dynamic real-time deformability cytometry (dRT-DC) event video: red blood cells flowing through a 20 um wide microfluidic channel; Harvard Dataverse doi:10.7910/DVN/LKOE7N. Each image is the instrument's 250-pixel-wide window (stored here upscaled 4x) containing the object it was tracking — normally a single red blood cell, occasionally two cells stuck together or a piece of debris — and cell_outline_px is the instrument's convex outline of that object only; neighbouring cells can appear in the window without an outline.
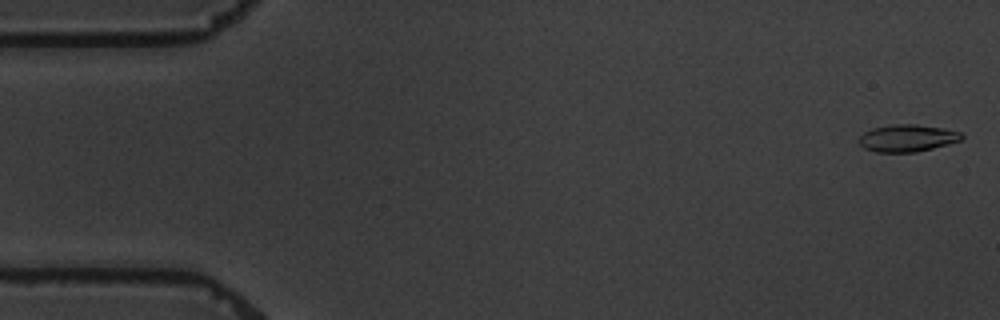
{"species": "common noctule bat (a hibernating species)", "species_latin": "Nyctalus noctula", "temperature_condition": "warm", "stored_images_in_passage": 5, "camera_frame_rate_fps": 3000, "um_per_image_px": 0.085, "animal": {"sex": "male", "body_mass_g": 19.5, "forearm_length_mm": 54.6}, "frame": {"image": 1, "passage_image": 1, "time_ms": 0.0, "image_size_px": [1000, 320], "cell_outline_px": [[964, 136], [960, 140], [948, 144], [916, 152], [876, 152], [864, 148], [860, 144], [860, 136], [864, 132], [872, 128], [892, 124], [916, 124], [944, 128], [960, 132]], "centroid_in_image_um": [77.12, 11.73], "position_along_channel_um": 7.9, "area_um2": 16.18}}
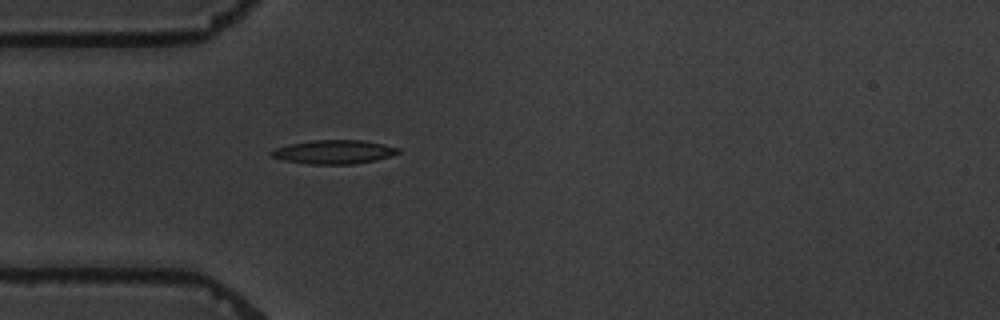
{"frame": {"image": 2, "passage_image": 5, "time_ms": 5.0, "image_size_px": [1000, 320], "cell_outline_px": [[400, 152], [392, 156], [376, 160], [352, 164], [308, 164], [284, 160], [272, 156], [268, 152], [276, 148], [288, 144], [312, 140], [364, 140], [384, 144], [400, 148]], "centroid_in_image_um": [28.4, 12.91], "position_along_channel_um": 56.6, "area_um2": 17.69}}